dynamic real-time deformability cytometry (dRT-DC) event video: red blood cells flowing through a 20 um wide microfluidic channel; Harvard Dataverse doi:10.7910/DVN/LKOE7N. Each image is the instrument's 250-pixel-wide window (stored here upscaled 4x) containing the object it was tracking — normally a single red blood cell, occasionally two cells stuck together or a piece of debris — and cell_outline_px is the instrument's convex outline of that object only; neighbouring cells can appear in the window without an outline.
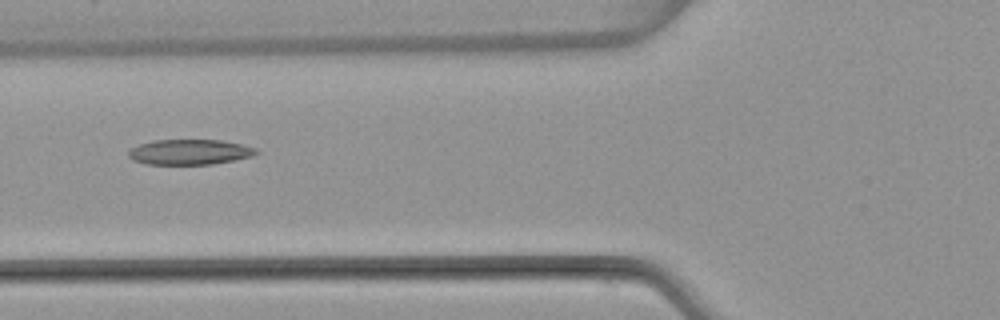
{"species": "common noctule bat (a hibernating species)", "species_latin": "Nyctalus noctula", "temperature_condition": "warm", "stored_images_in_passage": 6, "camera_frame_rate_fps": 3000, "um_per_image_px": 0.085, "animal": {"sex": "female", "body_mass_g": 22.7, "forearm_length_mm": 54.2}, "frame": {"image": 1, "passage_image": 6, "time_ms": 6.0, "image_size_px": [1000, 320], "cell_outline_px": [[260, 152], [252, 156], [212, 164], [148, 164], [132, 160], [128, 156], [128, 152], [132, 148], [140, 144], [152, 140], [220, 140], [240, 144], [256, 148]], "centroid_in_image_um": [16.11, 12.92], "position_along_channel_um": 109.7, "area_um2": 18.67}}